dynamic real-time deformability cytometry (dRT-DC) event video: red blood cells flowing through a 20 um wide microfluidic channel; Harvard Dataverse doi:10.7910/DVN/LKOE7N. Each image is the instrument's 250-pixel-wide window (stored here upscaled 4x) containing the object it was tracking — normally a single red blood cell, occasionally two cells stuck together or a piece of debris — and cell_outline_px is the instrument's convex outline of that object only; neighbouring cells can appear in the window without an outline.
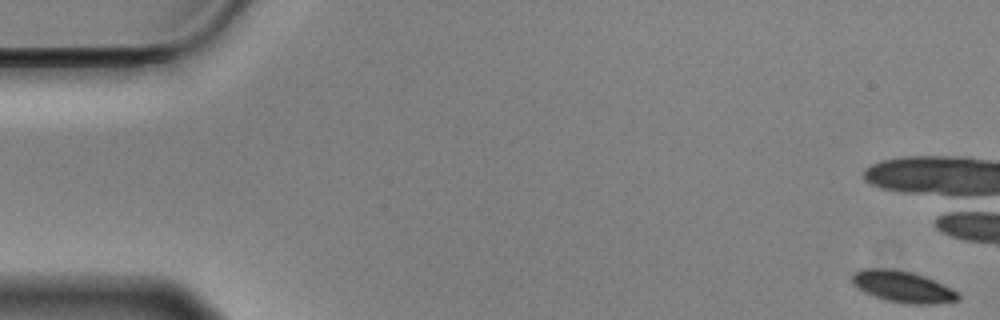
{"species": "Egyptian fruit bat (a non-hibernating species)", "species_latin": "Rousettus aegyptiacus", "temperature_condition": "cold", "stored_images_in_passage": 16, "camera_frame_rate_fps": 3000, "um_per_image_px": 0.085, "animal": {"sex": "male"}, "frame": {"image": 1, "passage_image": 1, "time_ms": 0.0, "image_size_px": [1000, 320], "cell_outline_px": [[960, 296], [956, 300], [932, 304], [904, 304], [888, 300], [864, 292], [856, 288], [852, 284], [852, 272], [860, 268], [892, 268], [912, 272], [924, 276], [956, 292]], "centroid_in_image_um": [76.63, 24.35], "position_along_channel_um": 8.4, "area_um2": 19.25}}